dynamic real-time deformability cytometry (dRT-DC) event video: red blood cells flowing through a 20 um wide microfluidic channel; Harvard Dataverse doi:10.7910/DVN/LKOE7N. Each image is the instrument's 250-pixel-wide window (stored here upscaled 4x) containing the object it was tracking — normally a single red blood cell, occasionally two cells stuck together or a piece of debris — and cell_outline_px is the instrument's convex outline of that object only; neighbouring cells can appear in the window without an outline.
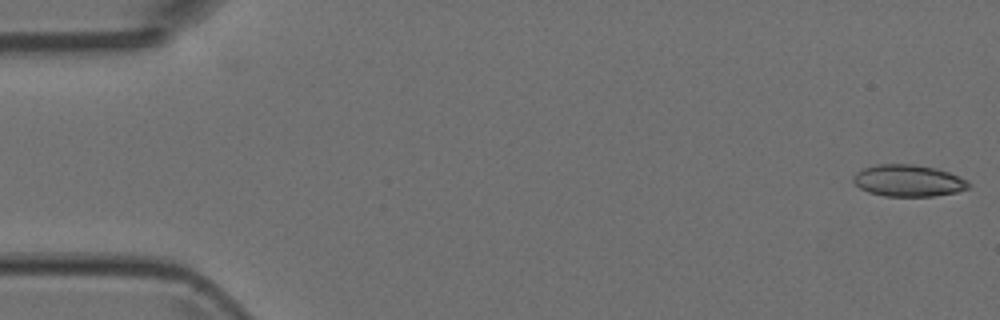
{"species": "Egyptian fruit bat (a non-hibernating species)", "species_latin": "Rousettus aegyptiacus", "temperature_condition": "room temperature", "stored_images_in_passage": 5, "camera_frame_rate_fps": 3000, "um_per_image_px": 0.085, "animal": {"sex": "female"}, "frame": {"image": 1, "passage_image": 1, "time_ms": 0.0, "image_size_px": [1000, 320], "cell_outline_px": [[972, 184], [968, 188], [956, 192], [936, 196], [884, 196], [868, 192], [860, 188], [852, 180], [852, 176], [856, 172], [864, 168], [876, 164], [912, 164], [936, 168], [948, 172]], "centroid_in_image_um": [77.17, 15.36], "position_along_channel_um": 7.8, "area_um2": 21.27}}
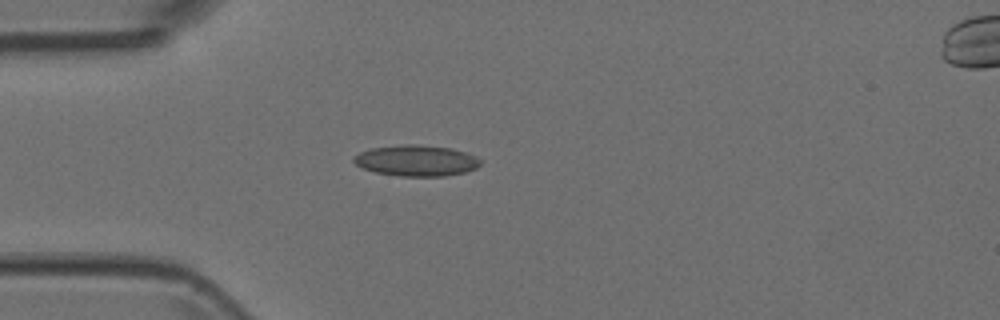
{"frame": {"image": 2, "passage_image": 4, "time_ms": 1.0, "image_size_px": [1000, 320], "cell_outline_px": [[480, 164], [476, 168], [464, 172], [444, 176], [400, 176], [376, 172], [364, 168], [356, 164], [352, 160], [360, 152], [372, 148], [408, 144], [420, 144], [452, 148], [468, 152], [476, 156], [480, 160]], "centroid_in_image_um": [35.43, 13.64], "position_along_channel_um": 49.6, "area_um2": 22.77}}